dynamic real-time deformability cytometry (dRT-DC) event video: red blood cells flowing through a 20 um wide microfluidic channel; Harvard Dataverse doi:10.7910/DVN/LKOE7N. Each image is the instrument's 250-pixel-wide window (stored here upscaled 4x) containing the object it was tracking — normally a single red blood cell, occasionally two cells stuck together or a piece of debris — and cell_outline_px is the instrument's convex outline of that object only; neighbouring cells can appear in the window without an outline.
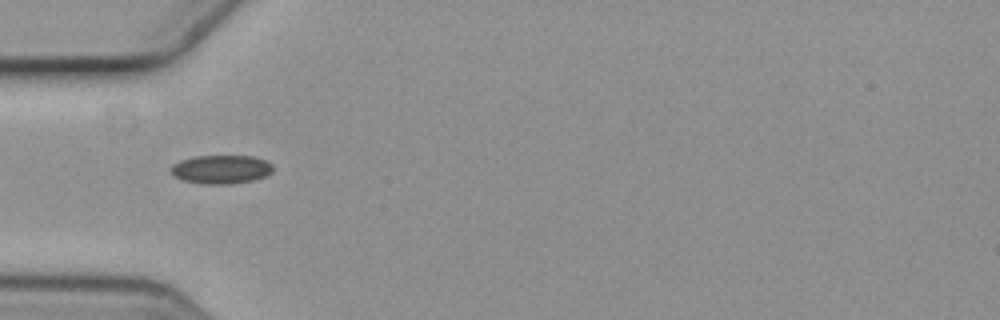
{"species": "common noctule bat (a hibernating species)", "species_latin": "Nyctalus noctula", "temperature_condition": "cold", "stored_images_in_passage": 7, "camera_frame_rate_fps": 3000, "um_per_image_px": 0.085, "animal": {"sex": "female", "body_mass_g": 19.3, "forearm_length_mm": 54.1}, "frame": {"image": 1, "passage_image": 1, "time_ms": 0.0, "image_size_px": [1000, 320], "cell_outline_px": [[272, 172], [264, 176], [252, 180], [228, 184], [204, 184], [184, 180], [176, 176], [172, 172], [172, 164], [180, 160], [192, 156], [256, 156], [272, 164]], "centroid_in_image_um": [18.8, 14.38], "position_along_channel_um": 66.2, "area_um2": 16.88}}
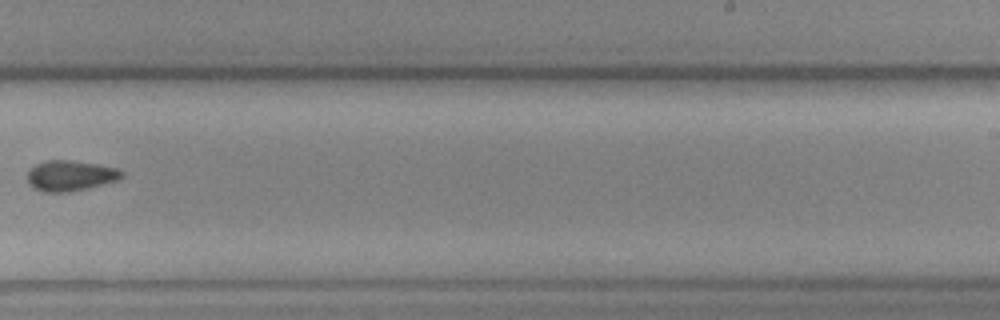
{"frame": {"image": 2, "passage_image": 6, "time_ms": 1.667, "image_size_px": [1000, 320], "cell_outline_px": [[124, 176], [116, 180], [68, 192], [44, 192], [28, 184], [28, 172], [36, 164], [44, 160], [72, 160], [120, 168], [124, 172]], "centroid_in_image_um": [5.98, 14.91], "position_along_channel_um": 283.0, "area_um2": 16.59}}
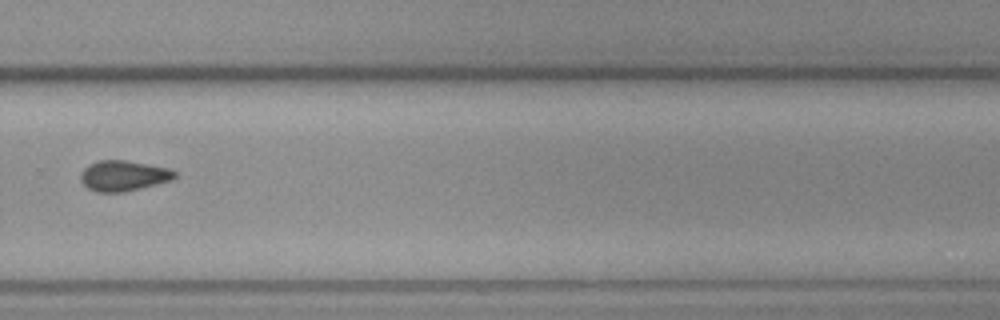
{"frame": {"image": 3, "passage_image": 7, "time_ms": 2.0, "image_size_px": [1000, 320], "cell_outline_px": [[176, 176], [172, 180], [124, 192], [96, 192], [88, 188], [80, 180], [80, 172], [88, 164], [100, 160], [124, 160], [168, 168], [176, 172]], "centroid_in_image_um": [10.46, 14.94], "position_along_channel_um": 319.3, "area_um2": 16.65}}